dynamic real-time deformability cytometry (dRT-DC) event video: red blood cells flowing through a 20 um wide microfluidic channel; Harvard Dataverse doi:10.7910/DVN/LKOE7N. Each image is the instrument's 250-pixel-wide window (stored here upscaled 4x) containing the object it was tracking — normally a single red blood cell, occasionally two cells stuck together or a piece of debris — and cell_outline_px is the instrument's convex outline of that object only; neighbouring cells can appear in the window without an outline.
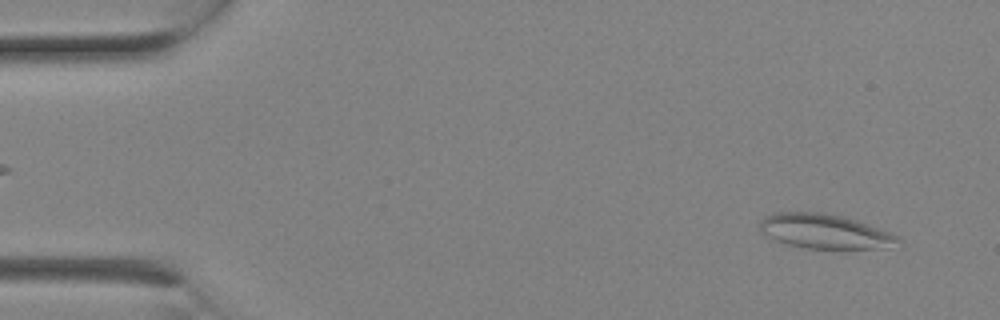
{"species": "Egyptian fruit bat (a non-hibernating species)", "species_latin": "Rousettus aegyptiacus", "temperature_condition": "room temperature", "stored_images_in_passage": 3, "camera_frame_rate_fps": 3000, "um_per_image_px": 0.085, "animal": {"sex": "female"}, "frame": {"image": 1, "passage_image": 3, "time_ms": 0.667, "image_size_px": [1000, 320], "cell_outline_px": [[904, 244], [888, 248], [804, 248], [788, 244], [776, 240], [760, 232], [760, 224], [764, 216], [772, 212], [824, 212], [844, 216], [892, 232], [900, 236], [904, 240]], "centroid_in_image_um": [70.2, 19.66], "position_along_channel_um": 14.8, "area_um2": 28.26}}